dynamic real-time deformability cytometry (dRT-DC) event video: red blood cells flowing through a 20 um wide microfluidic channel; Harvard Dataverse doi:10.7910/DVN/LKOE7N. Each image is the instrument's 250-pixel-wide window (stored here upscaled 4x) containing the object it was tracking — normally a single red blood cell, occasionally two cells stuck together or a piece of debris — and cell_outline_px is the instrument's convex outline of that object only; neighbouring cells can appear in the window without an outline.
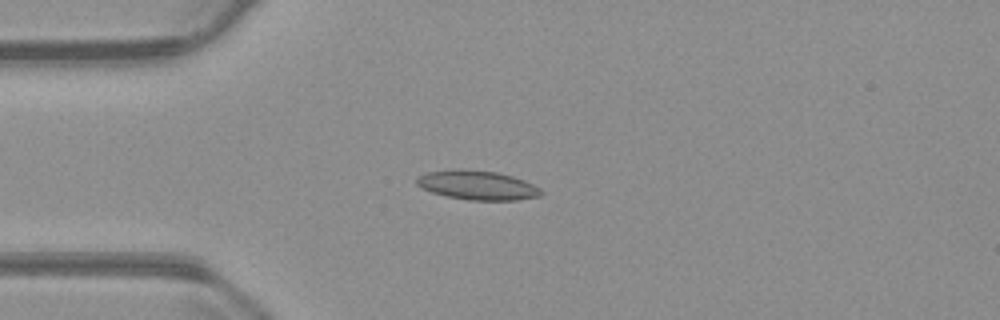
{"species": "common noctule bat (a hibernating species)", "species_latin": "Nyctalus noctula", "temperature_condition": "warm", "stored_images_in_passage": 42, "camera_frame_rate_fps": 3000, "um_per_image_px": 0.085, "animal": {"sex": "male", "body_mass_g": 23.1, "forearm_length_mm": 52.7}, "frame": {"image": 1, "passage_image": 1, "time_ms": 0.0, "image_size_px": [1000, 320], "cell_outline_px": [[544, 192], [540, 196], [516, 200], [468, 200], [448, 196], [432, 192], [416, 184], [416, 176], [428, 172], [460, 168], [496, 172], [512, 176], [524, 180], [540, 188]], "centroid_in_image_um": [40.58, 15.73], "position_along_channel_um": 44.4, "area_um2": 21.15}}
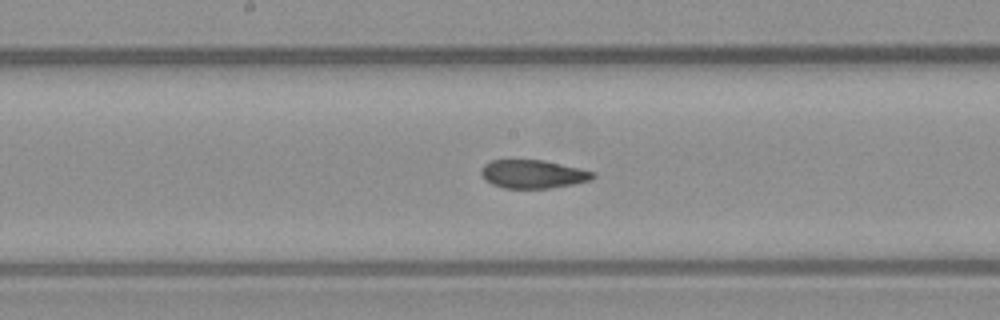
{"frame": {"image": 2, "passage_image": 15, "time_ms": 4.667, "image_size_px": [1000, 320], "cell_outline_px": [[596, 176], [592, 180], [572, 184], [548, 188], [504, 188], [492, 184], [484, 180], [480, 172], [480, 168], [484, 164], [492, 160], [544, 160], [580, 168], [596, 172]], "centroid_in_image_um": [45.3, 14.79], "position_along_channel_um": 202.9, "area_um2": 18.61}}
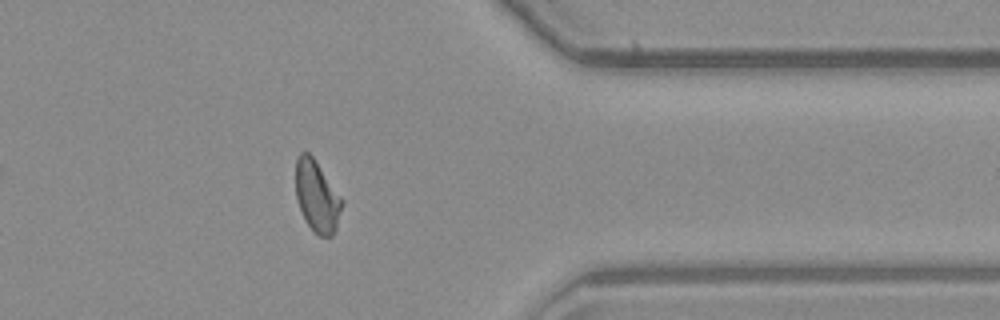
{"frame": {"image": 3, "passage_image": 31, "time_ms": 10.0, "image_size_px": [1000, 320], "cell_outline_px": [[344, 200], [336, 228], [332, 236], [320, 236], [304, 220], [296, 196], [296, 160], [300, 152], [308, 152], [312, 156]], "centroid_in_image_um": [26.94, 16.68], "position_along_channel_um": 384.5, "area_um2": 19.02}, "authors_computed_cell_mechanics": {"area_um2": 19.2185, "velocity_mm_per_s": 3.7278, "shape_relaxation_time_tau1_ms": null, "shape_relaxation_time_tau2_ms": 2.2193, "deformation_change_tau1": null, "deformation_change_tau2": 0.0725}}